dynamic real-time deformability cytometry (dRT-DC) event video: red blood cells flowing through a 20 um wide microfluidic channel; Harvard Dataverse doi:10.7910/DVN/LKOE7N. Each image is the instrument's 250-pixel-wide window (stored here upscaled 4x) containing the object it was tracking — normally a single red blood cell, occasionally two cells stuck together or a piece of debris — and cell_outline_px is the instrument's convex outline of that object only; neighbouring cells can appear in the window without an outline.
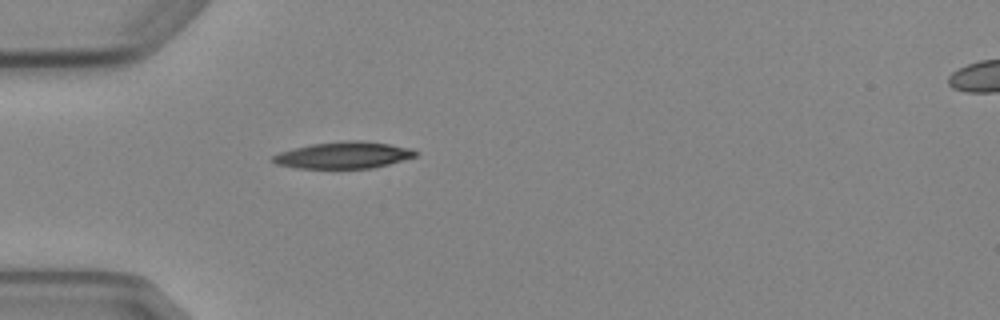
{"species": "Egyptian fruit bat (a non-hibernating species)", "species_latin": "Rousettus aegyptiacus", "temperature_condition": "cold", "stored_images_in_passage": 5, "segment_of_instrument_passage": [1, 2], "camera_frame_rate_fps": 3000, "um_per_image_px": 0.085, "animal": {"sex": "female"}, "frame": {"image": 1, "passage_image": 4, "time_ms": 4.333, "image_size_px": [1000, 320], "cell_outline_px": [[420, 152], [416, 156], [388, 164], [372, 168], [296, 168], [276, 164], [268, 160], [272, 156], [280, 152], [312, 144], [344, 140], [360, 140], [388, 144], [412, 148]], "centroid_in_image_um": [29.19, 13.18], "position_along_channel_um": 55.8, "area_um2": 22.2}}